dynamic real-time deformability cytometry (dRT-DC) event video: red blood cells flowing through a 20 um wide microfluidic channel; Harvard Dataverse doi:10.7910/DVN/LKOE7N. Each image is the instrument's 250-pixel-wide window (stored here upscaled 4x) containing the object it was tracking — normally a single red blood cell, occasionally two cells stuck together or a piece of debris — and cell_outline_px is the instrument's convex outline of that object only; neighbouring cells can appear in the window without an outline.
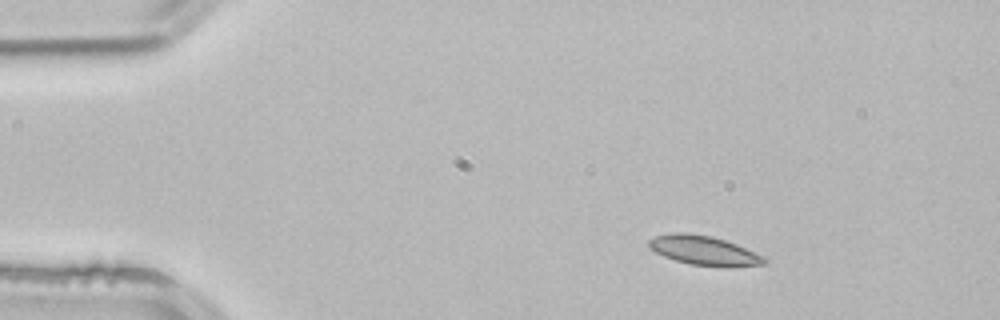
{"species": "common noctule bat (a hibernating species)", "species_latin": "Nyctalus noctula", "temperature_condition": "room temperature", "stored_images_in_passage": 2, "camera_frame_rate_fps": 3000, "um_per_image_px": 0.085, "animal": {"sex": "male", "body_mass_g": 21.5, "forearm_length_mm": 52.0}, "frame": {"image": 1, "passage_image": 1, "time_ms": 0.0, "image_size_px": [1000, 320], "cell_outline_px": [[768, 260], [764, 264], [728, 268], [692, 264], [676, 260], [664, 256], [656, 252], [648, 244], [648, 240], [656, 236], [672, 232], [688, 232], [712, 236], [736, 244], [764, 256]], "centroid_in_image_um": [59.87, 21.29], "position_along_channel_um": 25.1, "area_um2": 19.77}}